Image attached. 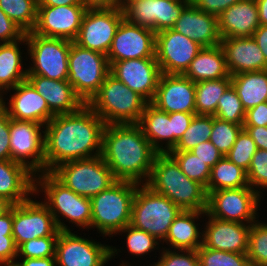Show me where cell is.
<instances>
[{"instance_id": "1", "label": "cell", "mask_w": 267, "mask_h": 266, "mask_svg": "<svg viewBox=\"0 0 267 266\" xmlns=\"http://www.w3.org/2000/svg\"><path fill=\"white\" fill-rule=\"evenodd\" d=\"M106 123L87 104L55 115L45 125V172L60 164L101 155Z\"/></svg>"}, {"instance_id": "2", "label": "cell", "mask_w": 267, "mask_h": 266, "mask_svg": "<svg viewBox=\"0 0 267 266\" xmlns=\"http://www.w3.org/2000/svg\"><path fill=\"white\" fill-rule=\"evenodd\" d=\"M156 155L138 124L105 126L101 156L116 180L146 184Z\"/></svg>"}, {"instance_id": "3", "label": "cell", "mask_w": 267, "mask_h": 266, "mask_svg": "<svg viewBox=\"0 0 267 266\" xmlns=\"http://www.w3.org/2000/svg\"><path fill=\"white\" fill-rule=\"evenodd\" d=\"M146 185L166 196L182 211L206 212L208 195L205 187L189 179L169 153H157Z\"/></svg>"}, {"instance_id": "4", "label": "cell", "mask_w": 267, "mask_h": 266, "mask_svg": "<svg viewBox=\"0 0 267 266\" xmlns=\"http://www.w3.org/2000/svg\"><path fill=\"white\" fill-rule=\"evenodd\" d=\"M40 192L42 201L54 217L59 231H72L63 221L74 224L77 228H91L92 207L88 197L80 196L62 184L51 172L35 175V195ZM39 193V195H38ZM63 218V220L60 218Z\"/></svg>"}, {"instance_id": "5", "label": "cell", "mask_w": 267, "mask_h": 266, "mask_svg": "<svg viewBox=\"0 0 267 266\" xmlns=\"http://www.w3.org/2000/svg\"><path fill=\"white\" fill-rule=\"evenodd\" d=\"M149 102L110 73L87 105L109 124H138Z\"/></svg>"}, {"instance_id": "6", "label": "cell", "mask_w": 267, "mask_h": 266, "mask_svg": "<svg viewBox=\"0 0 267 266\" xmlns=\"http://www.w3.org/2000/svg\"><path fill=\"white\" fill-rule=\"evenodd\" d=\"M137 183L117 180L108 189L90 198L91 229L104 237H112L130 224L131 209Z\"/></svg>"}, {"instance_id": "7", "label": "cell", "mask_w": 267, "mask_h": 266, "mask_svg": "<svg viewBox=\"0 0 267 266\" xmlns=\"http://www.w3.org/2000/svg\"><path fill=\"white\" fill-rule=\"evenodd\" d=\"M181 211L166 196L154 192L146 184H138L132 202L130 225L162 242Z\"/></svg>"}, {"instance_id": "8", "label": "cell", "mask_w": 267, "mask_h": 266, "mask_svg": "<svg viewBox=\"0 0 267 266\" xmlns=\"http://www.w3.org/2000/svg\"><path fill=\"white\" fill-rule=\"evenodd\" d=\"M51 173L67 188L88 198L117 181L101 155L62 163Z\"/></svg>"}, {"instance_id": "9", "label": "cell", "mask_w": 267, "mask_h": 266, "mask_svg": "<svg viewBox=\"0 0 267 266\" xmlns=\"http://www.w3.org/2000/svg\"><path fill=\"white\" fill-rule=\"evenodd\" d=\"M110 66L107 56L71 41L68 56V82L75 93L87 104L99 91Z\"/></svg>"}, {"instance_id": "10", "label": "cell", "mask_w": 267, "mask_h": 266, "mask_svg": "<svg viewBox=\"0 0 267 266\" xmlns=\"http://www.w3.org/2000/svg\"><path fill=\"white\" fill-rule=\"evenodd\" d=\"M31 64L27 75H40L53 80H68V56L71 41L44 37L33 31L25 33Z\"/></svg>"}, {"instance_id": "11", "label": "cell", "mask_w": 267, "mask_h": 266, "mask_svg": "<svg viewBox=\"0 0 267 266\" xmlns=\"http://www.w3.org/2000/svg\"><path fill=\"white\" fill-rule=\"evenodd\" d=\"M45 125L10 118V160L34 175L45 172Z\"/></svg>"}, {"instance_id": "12", "label": "cell", "mask_w": 267, "mask_h": 266, "mask_svg": "<svg viewBox=\"0 0 267 266\" xmlns=\"http://www.w3.org/2000/svg\"><path fill=\"white\" fill-rule=\"evenodd\" d=\"M261 198L251 187L211 191L206 212L223 221L252 224L259 218Z\"/></svg>"}, {"instance_id": "13", "label": "cell", "mask_w": 267, "mask_h": 266, "mask_svg": "<svg viewBox=\"0 0 267 266\" xmlns=\"http://www.w3.org/2000/svg\"><path fill=\"white\" fill-rule=\"evenodd\" d=\"M75 233L59 232L55 250L56 266H105L120 251L115 246L104 245Z\"/></svg>"}, {"instance_id": "14", "label": "cell", "mask_w": 267, "mask_h": 266, "mask_svg": "<svg viewBox=\"0 0 267 266\" xmlns=\"http://www.w3.org/2000/svg\"><path fill=\"white\" fill-rule=\"evenodd\" d=\"M190 0H121L123 19L151 28L155 33L172 29Z\"/></svg>"}, {"instance_id": "15", "label": "cell", "mask_w": 267, "mask_h": 266, "mask_svg": "<svg viewBox=\"0 0 267 266\" xmlns=\"http://www.w3.org/2000/svg\"><path fill=\"white\" fill-rule=\"evenodd\" d=\"M32 196L13 205L12 236L17 248L34 238L58 236L60 232L49 208Z\"/></svg>"}, {"instance_id": "16", "label": "cell", "mask_w": 267, "mask_h": 266, "mask_svg": "<svg viewBox=\"0 0 267 266\" xmlns=\"http://www.w3.org/2000/svg\"><path fill=\"white\" fill-rule=\"evenodd\" d=\"M122 20L121 8L87 9L74 42L83 48L107 56L116 30Z\"/></svg>"}, {"instance_id": "17", "label": "cell", "mask_w": 267, "mask_h": 266, "mask_svg": "<svg viewBox=\"0 0 267 266\" xmlns=\"http://www.w3.org/2000/svg\"><path fill=\"white\" fill-rule=\"evenodd\" d=\"M202 48L173 29L156 33L155 56L163 74H184Z\"/></svg>"}, {"instance_id": "18", "label": "cell", "mask_w": 267, "mask_h": 266, "mask_svg": "<svg viewBox=\"0 0 267 266\" xmlns=\"http://www.w3.org/2000/svg\"><path fill=\"white\" fill-rule=\"evenodd\" d=\"M156 33L124 19L119 24L107 53L109 66L116 61L155 56Z\"/></svg>"}, {"instance_id": "19", "label": "cell", "mask_w": 267, "mask_h": 266, "mask_svg": "<svg viewBox=\"0 0 267 266\" xmlns=\"http://www.w3.org/2000/svg\"><path fill=\"white\" fill-rule=\"evenodd\" d=\"M84 5L38 6L35 34L74 41L79 33Z\"/></svg>"}, {"instance_id": "20", "label": "cell", "mask_w": 267, "mask_h": 266, "mask_svg": "<svg viewBox=\"0 0 267 266\" xmlns=\"http://www.w3.org/2000/svg\"><path fill=\"white\" fill-rule=\"evenodd\" d=\"M109 73L149 103L153 100L161 71L156 57L113 62Z\"/></svg>"}, {"instance_id": "21", "label": "cell", "mask_w": 267, "mask_h": 266, "mask_svg": "<svg viewBox=\"0 0 267 266\" xmlns=\"http://www.w3.org/2000/svg\"><path fill=\"white\" fill-rule=\"evenodd\" d=\"M167 112H195V83L183 74L161 73L155 96L150 102Z\"/></svg>"}, {"instance_id": "22", "label": "cell", "mask_w": 267, "mask_h": 266, "mask_svg": "<svg viewBox=\"0 0 267 266\" xmlns=\"http://www.w3.org/2000/svg\"><path fill=\"white\" fill-rule=\"evenodd\" d=\"M13 91L14 94L5 102L4 94ZM0 101L6 107L10 118L15 120L33 121L46 125L55 114L49 109L46 100L26 80L5 91Z\"/></svg>"}, {"instance_id": "23", "label": "cell", "mask_w": 267, "mask_h": 266, "mask_svg": "<svg viewBox=\"0 0 267 266\" xmlns=\"http://www.w3.org/2000/svg\"><path fill=\"white\" fill-rule=\"evenodd\" d=\"M202 231V245L214 250L247 254L248 236L251 224L223 221L211 217Z\"/></svg>"}, {"instance_id": "24", "label": "cell", "mask_w": 267, "mask_h": 266, "mask_svg": "<svg viewBox=\"0 0 267 266\" xmlns=\"http://www.w3.org/2000/svg\"><path fill=\"white\" fill-rule=\"evenodd\" d=\"M172 29L202 47L220 45L222 39L218 17L199 10L192 2L183 9Z\"/></svg>"}, {"instance_id": "25", "label": "cell", "mask_w": 267, "mask_h": 266, "mask_svg": "<svg viewBox=\"0 0 267 266\" xmlns=\"http://www.w3.org/2000/svg\"><path fill=\"white\" fill-rule=\"evenodd\" d=\"M220 45L230 76L267 70L265 57L252 36L222 38Z\"/></svg>"}, {"instance_id": "26", "label": "cell", "mask_w": 267, "mask_h": 266, "mask_svg": "<svg viewBox=\"0 0 267 266\" xmlns=\"http://www.w3.org/2000/svg\"><path fill=\"white\" fill-rule=\"evenodd\" d=\"M26 80L46 100L55 115L76 112L85 104L68 80H53L40 75H27Z\"/></svg>"}, {"instance_id": "27", "label": "cell", "mask_w": 267, "mask_h": 266, "mask_svg": "<svg viewBox=\"0 0 267 266\" xmlns=\"http://www.w3.org/2000/svg\"><path fill=\"white\" fill-rule=\"evenodd\" d=\"M221 38L249 37L260 26L256 0H240L218 16Z\"/></svg>"}, {"instance_id": "28", "label": "cell", "mask_w": 267, "mask_h": 266, "mask_svg": "<svg viewBox=\"0 0 267 266\" xmlns=\"http://www.w3.org/2000/svg\"><path fill=\"white\" fill-rule=\"evenodd\" d=\"M30 195H35V175L20 163L0 160V197L16 205Z\"/></svg>"}, {"instance_id": "29", "label": "cell", "mask_w": 267, "mask_h": 266, "mask_svg": "<svg viewBox=\"0 0 267 266\" xmlns=\"http://www.w3.org/2000/svg\"><path fill=\"white\" fill-rule=\"evenodd\" d=\"M205 215L206 212L201 211H181L172 222L168 235L161 244L165 242L171 246L168 249L173 248V250H197L202 246L203 228L201 226L200 229V224L195 222Z\"/></svg>"}, {"instance_id": "30", "label": "cell", "mask_w": 267, "mask_h": 266, "mask_svg": "<svg viewBox=\"0 0 267 266\" xmlns=\"http://www.w3.org/2000/svg\"><path fill=\"white\" fill-rule=\"evenodd\" d=\"M138 125L157 153H169L174 149V133H172L169 113L148 103Z\"/></svg>"}, {"instance_id": "31", "label": "cell", "mask_w": 267, "mask_h": 266, "mask_svg": "<svg viewBox=\"0 0 267 266\" xmlns=\"http://www.w3.org/2000/svg\"><path fill=\"white\" fill-rule=\"evenodd\" d=\"M183 75L194 83L228 77L230 74L221 45L203 47Z\"/></svg>"}, {"instance_id": "32", "label": "cell", "mask_w": 267, "mask_h": 266, "mask_svg": "<svg viewBox=\"0 0 267 266\" xmlns=\"http://www.w3.org/2000/svg\"><path fill=\"white\" fill-rule=\"evenodd\" d=\"M21 44L27 46L26 35L12 43L0 44V96L18 83L26 81L28 68H23Z\"/></svg>"}, {"instance_id": "33", "label": "cell", "mask_w": 267, "mask_h": 266, "mask_svg": "<svg viewBox=\"0 0 267 266\" xmlns=\"http://www.w3.org/2000/svg\"><path fill=\"white\" fill-rule=\"evenodd\" d=\"M231 80L246 111L267 100V70L232 75Z\"/></svg>"}, {"instance_id": "34", "label": "cell", "mask_w": 267, "mask_h": 266, "mask_svg": "<svg viewBox=\"0 0 267 266\" xmlns=\"http://www.w3.org/2000/svg\"><path fill=\"white\" fill-rule=\"evenodd\" d=\"M250 187L247 171L223 156L212 168L208 186L205 188L207 195L211 191L223 189H236Z\"/></svg>"}, {"instance_id": "35", "label": "cell", "mask_w": 267, "mask_h": 266, "mask_svg": "<svg viewBox=\"0 0 267 266\" xmlns=\"http://www.w3.org/2000/svg\"><path fill=\"white\" fill-rule=\"evenodd\" d=\"M232 85L231 76L195 83V112L214 116L219 98Z\"/></svg>"}, {"instance_id": "36", "label": "cell", "mask_w": 267, "mask_h": 266, "mask_svg": "<svg viewBox=\"0 0 267 266\" xmlns=\"http://www.w3.org/2000/svg\"><path fill=\"white\" fill-rule=\"evenodd\" d=\"M0 8L25 33L35 28L38 0H0Z\"/></svg>"}, {"instance_id": "37", "label": "cell", "mask_w": 267, "mask_h": 266, "mask_svg": "<svg viewBox=\"0 0 267 266\" xmlns=\"http://www.w3.org/2000/svg\"><path fill=\"white\" fill-rule=\"evenodd\" d=\"M212 128L213 116L196 114L171 151H191L200 143L210 139Z\"/></svg>"}, {"instance_id": "38", "label": "cell", "mask_w": 267, "mask_h": 266, "mask_svg": "<svg viewBox=\"0 0 267 266\" xmlns=\"http://www.w3.org/2000/svg\"><path fill=\"white\" fill-rule=\"evenodd\" d=\"M262 222V223H261ZM248 260L251 266H267V223L256 220L248 236Z\"/></svg>"}, {"instance_id": "39", "label": "cell", "mask_w": 267, "mask_h": 266, "mask_svg": "<svg viewBox=\"0 0 267 266\" xmlns=\"http://www.w3.org/2000/svg\"><path fill=\"white\" fill-rule=\"evenodd\" d=\"M169 154L176 160L181 171L192 180L199 182L205 188L211 175V168L191 151H170Z\"/></svg>"}, {"instance_id": "40", "label": "cell", "mask_w": 267, "mask_h": 266, "mask_svg": "<svg viewBox=\"0 0 267 266\" xmlns=\"http://www.w3.org/2000/svg\"><path fill=\"white\" fill-rule=\"evenodd\" d=\"M126 234V249L133 256H145V254L154 252V250H160V241L149 233L137 229L133 226L126 225L118 234Z\"/></svg>"}, {"instance_id": "41", "label": "cell", "mask_w": 267, "mask_h": 266, "mask_svg": "<svg viewBox=\"0 0 267 266\" xmlns=\"http://www.w3.org/2000/svg\"><path fill=\"white\" fill-rule=\"evenodd\" d=\"M246 110L234 87L231 85L219 98L215 117L237 125H244Z\"/></svg>"}, {"instance_id": "42", "label": "cell", "mask_w": 267, "mask_h": 266, "mask_svg": "<svg viewBox=\"0 0 267 266\" xmlns=\"http://www.w3.org/2000/svg\"><path fill=\"white\" fill-rule=\"evenodd\" d=\"M243 126L221 120L213 116V128L210 141L225 156L233 147Z\"/></svg>"}, {"instance_id": "43", "label": "cell", "mask_w": 267, "mask_h": 266, "mask_svg": "<svg viewBox=\"0 0 267 266\" xmlns=\"http://www.w3.org/2000/svg\"><path fill=\"white\" fill-rule=\"evenodd\" d=\"M197 253L199 266H251L247 254L209 249L203 245Z\"/></svg>"}, {"instance_id": "44", "label": "cell", "mask_w": 267, "mask_h": 266, "mask_svg": "<svg viewBox=\"0 0 267 266\" xmlns=\"http://www.w3.org/2000/svg\"><path fill=\"white\" fill-rule=\"evenodd\" d=\"M256 151L257 147L255 142L248 132L245 129H242L238 134L233 147L225 156L231 162L247 171Z\"/></svg>"}, {"instance_id": "45", "label": "cell", "mask_w": 267, "mask_h": 266, "mask_svg": "<svg viewBox=\"0 0 267 266\" xmlns=\"http://www.w3.org/2000/svg\"><path fill=\"white\" fill-rule=\"evenodd\" d=\"M57 238L58 236H46L21 244L17 248V259L55 257Z\"/></svg>"}, {"instance_id": "46", "label": "cell", "mask_w": 267, "mask_h": 266, "mask_svg": "<svg viewBox=\"0 0 267 266\" xmlns=\"http://www.w3.org/2000/svg\"><path fill=\"white\" fill-rule=\"evenodd\" d=\"M247 178L249 186L263 196L262 192L267 189V150L257 149L247 170Z\"/></svg>"}, {"instance_id": "47", "label": "cell", "mask_w": 267, "mask_h": 266, "mask_svg": "<svg viewBox=\"0 0 267 266\" xmlns=\"http://www.w3.org/2000/svg\"><path fill=\"white\" fill-rule=\"evenodd\" d=\"M161 251L157 262L150 266H199L197 250H170L162 247Z\"/></svg>"}, {"instance_id": "48", "label": "cell", "mask_w": 267, "mask_h": 266, "mask_svg": "<svg viewBox=\"0 0 267 266\" xmlns=\"http://www.w3.org/2000/svg\"><path fill=\"white\" fill-rule=\"evenodd\" d=\"M24 36L25 32L0 8V44L12 43Z\"/></svg>"}, {"instance_id": "49", "label": "cell", "mask_w": 267, "mask_h": 266, "mask_svg": "<svg viewBox=\"0 0 267 266\" xmlns=\"http://www.w3.org/2000/svg\"><path fill=\"white\" fill-rule=\"evenodd\" d=\"M10 117L0 101V160H10Z\"/></svg>"}, {"instance_id": "50", "label": "cell", "mask_w": 267, "mask_h": 266, "mask_svg": "<svg viewBox=\"0 0 267 266\" xmlns=\"http://www.w3.org/2000/svg\"><path fill=\"white\" fill-rule=\"evenodd\" d=\"M191 152L210 168H212L223 157L210 140L200 143L194 147Z\"/></svg>"}, {"instance_id": "51", "label": "cell", "mask_w": 267, "mask_h": 266, "mask_svg": "<svg viewBox=\"0 0 267 266\" xmlns=\"http://www.w3.org/2000/svg\"><path fill=\"white\" fill-rule=\"evenodd\" d=\"M196 113L174 112L169 113L171 120L172 133H174V147L178 140L183 136V133L189 127Z\"/></svg>"}, {"instance_id": "52", "label": "cell", "mask_w": 267, "mask_h": 266, "mask_svg": "<svg viewBox=\"0 0 267 266\" xmlns=\"http://www.w3.org/2000/svg\"><path fill=\"white\" fill-rule=\"evenodd\" d=\"M238 1L240 0H191L199 10L217 17Z\"/></svg>"}, {"instance_id": "53", "label": "cell", "mask_w": 267, "mask_h": 266, "mask_svg": "<svg viewBox=\"0 0 267 266\" xmlns=\"http://www.w3.org/2000/svg\"><path fill=\"white\" fill-rule=\"evenodd\" d=\"M243 126H267L266 101L246 111Z\"/></svg>"}, {"instance_id": "54", "label": "cell", "mask_w": 267, "mask_h": 266, "mask_svg": "<svg viewBox=\"0 0 267 266\" xmlns=\"http://www.w3.org/2000/svg\"><path fill=\"white\" fill-rule=\"evenodd\" d=\"M17 260V246L12 235H0V262Z\"/></svg>"}, {"instance_id": "55", "label": "cell", "mask_w": 267, "mask_h": 266, "mask_svg": "<svg viewBox=\"0 0 267 266\" xmlns=\"http://www.w3.org/2000/svg\"><path fill=\"white\" fill-rule=\"evenodd\" d=\"M256 144L257 149L267 150V126H243Z\"/></svg>"}, {"instance_id": "56", "label": "cell", "mask_w": 267, "mask_h": 266, "mask_svg": "<svg viewBox=\"0 0 267 266\" xmlns=\"http://www.w3.org/2000/svg\"><path fill=\"white\" fill-rule=\"evenodd\" d=\"M87 9L121 8V0H81Z\"/></svg>"}, {"instance_id": "57", "label": "cell", "mask_w": 267, "mask_h": 266, "mask_svg": "<svg viewBox=\"0 0 267 266\" xmlns=\"http://www.w3.org/2000/svg\"><path fill=\"white\" fill-rule=\"evenodd\" d=\"M261 49L267 64V25H260L252 35Z\"/></svg>"}, {"instance_id": "58", "label": "cell", "mask_w": 267, "mask_h": 266, "mask_svg": "<svg viewBox=\"0 0 267 266\" xmlns=\"http://www.w3.org/2000/svg\"><path fill=\"white\" fill-rule=\"evenodd\" d=\"M22 266H56V257L46 258H19Z\"/></svg>"}, {"instance_id": "59", "label": "cell", "mask_w": 267, "mask_h": 266, "mask_svg": "<svg viewBox=\"0 0 267 266\" xmlns=\"http://www.w3.org/2000/svg\"><path fill=\"white\" fill-rule=\"evenodd\" d=\"M13 205L0 216V235H12Z\"/></svg>"}, {"instance_id": "60", "label": "cell", "mask_w": 267, "mask_h": 266, "mask_svg": "<svg viewBox=\"0 0 267 266\" xmlns=\"http://www.w3.org/2000/svg\"><path fill=\"white\" fill-rule=\"evenodd\" d=\"M83 5L81 0H38V6Z\"/></svg>"}, {"instance_id": "61", "label": "cell", "mask_w": 267, "mask_h": 266, "mask_svg": "<svg viewBox=\"0 0 267 266\" xmlns=\"http://www.w3.org/2000/svg\"><path fill=\"white\" fill-rule=\"evenodd\" d=\"M260 25H267V0H256Z\"/></svg>"}, {"instance_id": "62", "label": "cell", "mask_w": 267, "mask_h": 266, "mask_svg": "<svg viewBox=\"0 0 267 266\" xmlns=\"http://www.w3.org/2000/svg\"><path fill=\"white\" fill-rule=\"evenodd\" d=\"M11 206L12 204L9 201H7L3 197H0V216L6 213L11 208Z\"/></svg>"}, {"instance_id": "63", "label": "cell", "mask_w": 267, "mask_h": 266, "mask_svg": "<svg viewBox=\"0 0 267 266\" xmlns=\"http://www.w3.org/2000/svg\"><path fill=\"white\" fill-rule=\"evenodd\" d=\"M0 266H22L18 260H14V261H7V262H0Z\"/></svg>"}, {"instance_id": "64", "label": "cell", "mask_w": 267, "mask_h": 266, "mask_svg": "<svg viewBox=\"0 0 267 266\" xmlns=\"http://www.w3.org/2000/svg\"><path fill=\"white\" fill-rule=\"evenodd\" d=\"M119 266H131V265H129V263H127V261L126 262L122 261V263L119 264ZM147 266H149V265H147Z\"/></svg>"}]
</instances>
